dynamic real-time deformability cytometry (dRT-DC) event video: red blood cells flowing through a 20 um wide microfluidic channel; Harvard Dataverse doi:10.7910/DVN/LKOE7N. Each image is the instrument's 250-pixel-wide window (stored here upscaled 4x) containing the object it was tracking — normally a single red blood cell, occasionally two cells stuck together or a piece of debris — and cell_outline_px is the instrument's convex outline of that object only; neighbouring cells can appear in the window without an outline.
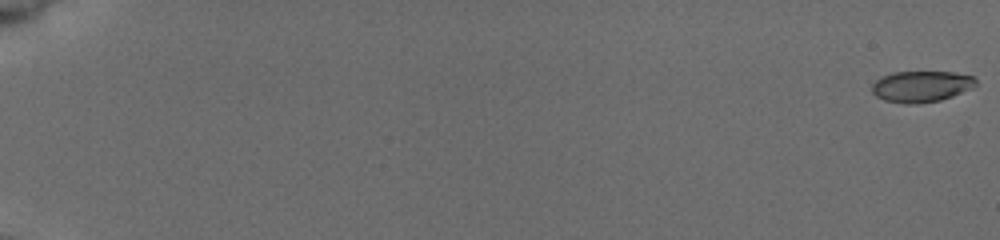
{"species": "common noctule bat (a hibernating species)", "species_latin": "Nyctalus noctula", "temperature_condition": "cold", "stored_images_in_passage": 30, "camera_frame_rate_fps": 3000, "um_per_image_px": 0.085, "animal": {"sex": "female", "body_mass_g": 19.5, "forearm_length_mm": 54.1}, "frame": {"image": 1, "passage_image": 1, "time_ms": 0.0, "image_size_px": [1000, 240], "cell_outline_px": [[976, 84], [972, 88], [952, 96], [940, 100], [916, 104], [908, 104], [884, 100], [876, 96], [872, 92], [872, 84], [876, 80], [892, 72], [952, 72], [972, 76], [976, 80]], "centroid_in_image_um": [78.3, 7.35], "position_along_channel_um": 6.7, "area_um2": 18.73}}
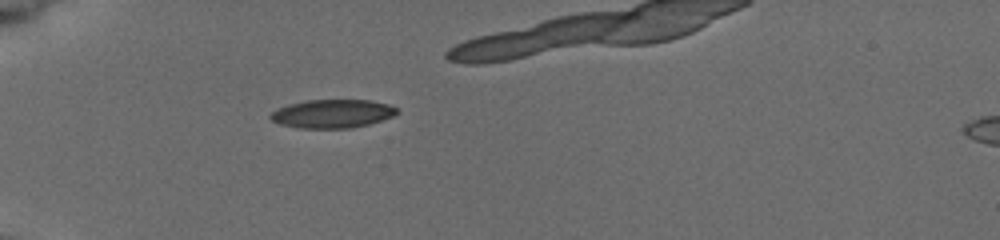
{"frame": {"image": 2, "passage_image": 18, "time_ms": 6.333, "image_size_px": [1000, 240], "cell_outline_px": [[400, 112], [392, 116], [368, 124], [352, 128], [300, 128], [280, 124], [272, 120], [268, 116], [276, 108], [288, 104], [308, 100], [372, 100], [388, 104], [396, 108]], "centroid_in_image_um": [28.23, 9.66], "position_along_channel_um": 56.8, "area_um2": 20.98}}
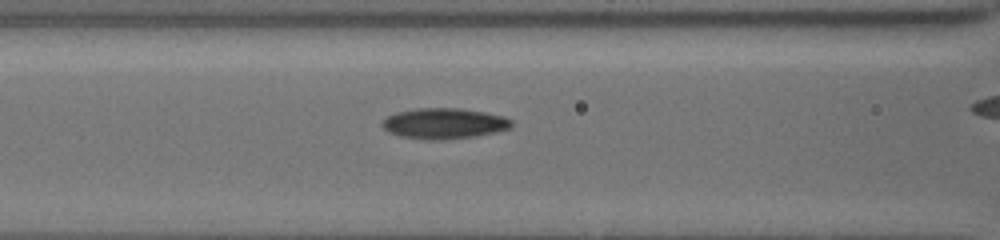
{"frame": {"image": 3, "passage_image": 25, "time_ms": 8.667, "image_size_px": [1000, 240], "cell_outline_px": [[512, 128], [496, 132], [476, 136], [448, 140], [428, 140], [400, 136], [388, 132], [380, 124], [388, 116], [396, 112], [416, 108], [460, 108], [484, 112], [504, 116], [512, 120]], "centroid_in_image_um": [37.76, 10.5], "position_along_channel_um": 128.8, "area_um2": 23.35}}